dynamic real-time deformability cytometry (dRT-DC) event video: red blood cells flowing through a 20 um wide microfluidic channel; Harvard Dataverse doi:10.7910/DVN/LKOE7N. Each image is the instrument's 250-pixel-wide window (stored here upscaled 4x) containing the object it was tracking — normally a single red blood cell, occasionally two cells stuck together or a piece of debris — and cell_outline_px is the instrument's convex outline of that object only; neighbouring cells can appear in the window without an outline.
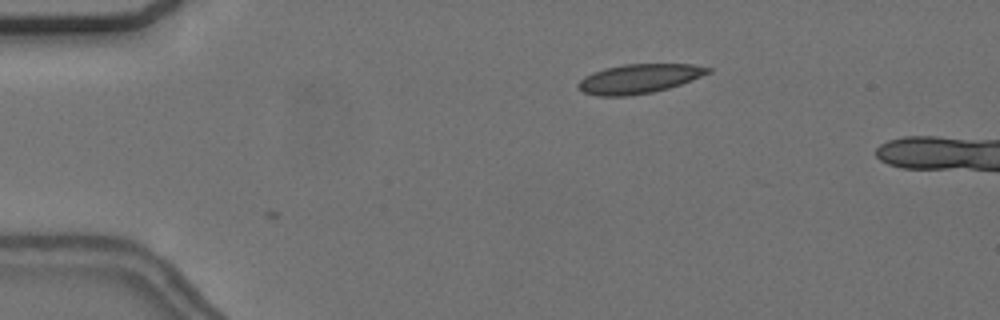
{"species": "common noctule bat (a hibernating species)", "species_latin": "Nyctalus noctula", "temperature_condition": "cold", "stored_images_in_passage": 3, "camera_frame_rate_fps": 3000, "um_per_image_px": 0.085, "animal": {"sex": "female", "body_mass_g": 24.6, "forearm_length_mm": 56.2}, "frame": {"image": 1, "passage_image": 3, "time_ms": 0.667, "image_size_px": [1000, 320], "cell_outline_px": [[712, 72], [680, 84], [668, 88], [652, 92], [628, 96], [596, 96], [584, 92], [576, 84], [584, 76], [592, 72], [604, 68], [624, 64], [692, 64], [712, 68]], "centroid_in_image_um": [54.3, 6.68], "position_along_channel_um": 30.7, "area_um2": 22.14}}